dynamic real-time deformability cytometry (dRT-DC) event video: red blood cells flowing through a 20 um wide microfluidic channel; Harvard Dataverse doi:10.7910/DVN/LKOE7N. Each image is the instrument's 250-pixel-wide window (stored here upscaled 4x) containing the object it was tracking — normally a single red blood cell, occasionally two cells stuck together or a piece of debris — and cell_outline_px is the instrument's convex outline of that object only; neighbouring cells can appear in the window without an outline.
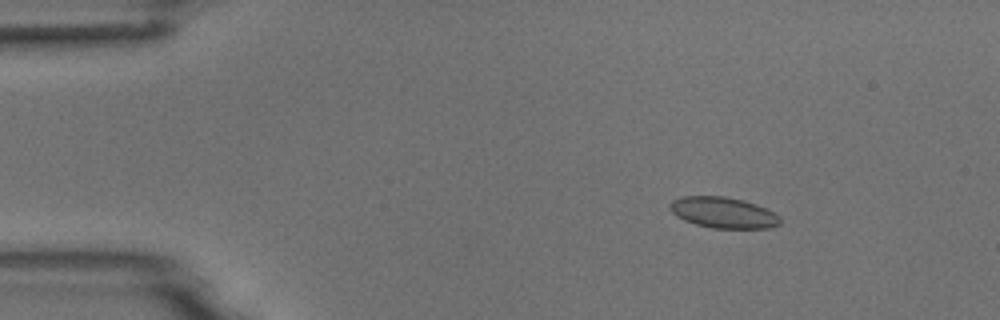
{"species": "common noctule bat (a hibernating species)", "species_latin": "Nyctalus noctula", "temperature_condition": "room temperature", "stored_images_in_passage": 5, "segment_of_instrument_passage": [1, 2], "camera_frame_rate_fps": 3000, "um_per_image_px": 0.085, "animal": {"sex": "male", "body_mass_g": 18.8}, "frame": {"image": 1, "passage_image": 2, "time_ms": 1.333, "image_size_px": [1000, 320], "cell_outline_px": [[780, 224], [772, 228], [712, 228], [696, 224], [684, 220], [676, 216], [668, 208], [668, 204], [672, 200], [680, 196], [724, 196], [744, 200], [756, 204], [780, 216]], "centroid_in_image_um": [61.44, 18.06], "position_along_channel_um": 23.6, "area_um2": 20.0}}